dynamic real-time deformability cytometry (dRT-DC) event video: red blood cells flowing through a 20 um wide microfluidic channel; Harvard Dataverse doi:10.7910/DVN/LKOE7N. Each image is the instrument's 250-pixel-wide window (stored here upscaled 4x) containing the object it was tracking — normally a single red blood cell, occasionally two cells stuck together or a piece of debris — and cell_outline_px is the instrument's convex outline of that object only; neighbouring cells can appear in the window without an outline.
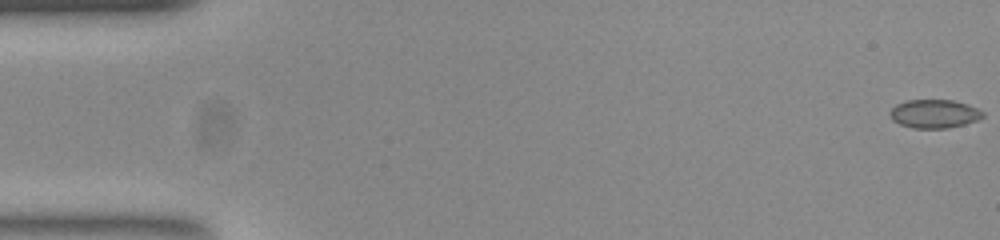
{"species": "common noctule bat (a hibernating species)", "species_latin": "Nyctalus noctula", "temperature_condition": "room temperature", "stored_images_in_passage": 54, "camera_frame_rate_fps": 3000, "um_per_image_px": 0.085, "animal": {"sex": "female", "body_mass_g": 23.0, "forearm_length_mm": 53.4}, "frame": {"image": 1, "passage_image": 1, "time_ms": 0.0, "image_size_px": [1000, 240], "cell_outline_px": [[984, 116], [976, 120], [964, 124], [948, 128], [912, 128], [900, 124], [892, 120], [888, 116], [888, 112], [896, 104], [908, 100], [952, 100], [968, 104], [984, 112]], "centroid_in_image_um": [79.38, 9.67], "position_along_channel_um": 5.6, "area_um2": 15.49}}
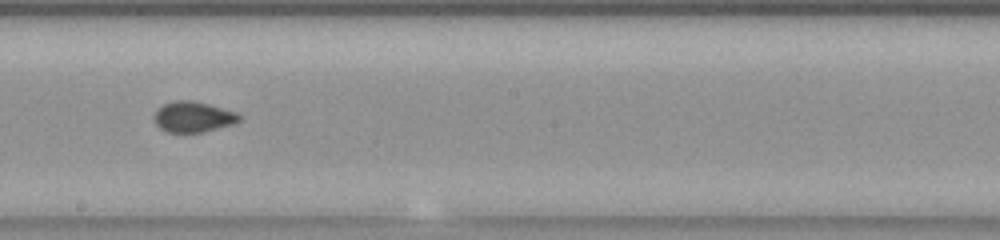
{"frame": {"image": 2, "passage_image": 30, "time_ms": 9.667, "image_size_px": [1000, 240], "cell_outline_px": [[240, 120], [236, 124], [204, 132], [168, 132], [160, 128], [156, 124], [156, 112], [164, 104], [176, 100], [192, 100], [208, 104], [236, 112], [240, 116]], "centroid_in_image_um": [16.48, 9.94], "position_along_channel_um": 231.7, "area_um2": 15.03}}
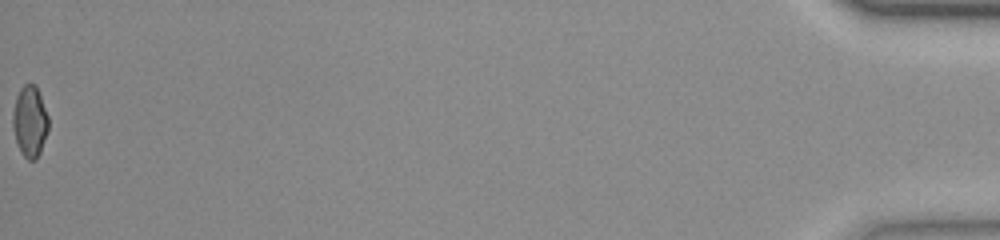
{"frame": {"image": 3, "passage_image": 54, "time_ms": 17.667, "image_size_px": [1000, 240], "cell_outline_px": [[48, 128], [40, 152], [36, 160], [28, 160], [20, 152], [16, 140], [12, 124], [12, 112], [16, 96], [20, 88], [24, 84], [36, 84], [48, 116]], "centroid_in_image_um": [2.52, 10.31], "position_along_channel_um": 432.7, "area_um2": 14.8}, "authors_computed_cell_mechanics": {"area_um2": 15.2303, "velocity_mm_per_s": 3.8528, "shape_relaxation_time_tau1_ms": 4.3905, "shape_relaxation_time_tau2_ms": 1.1755, "deformation_change_tau1": 0.0942, "deformation_change_tau2": 0.0474}}